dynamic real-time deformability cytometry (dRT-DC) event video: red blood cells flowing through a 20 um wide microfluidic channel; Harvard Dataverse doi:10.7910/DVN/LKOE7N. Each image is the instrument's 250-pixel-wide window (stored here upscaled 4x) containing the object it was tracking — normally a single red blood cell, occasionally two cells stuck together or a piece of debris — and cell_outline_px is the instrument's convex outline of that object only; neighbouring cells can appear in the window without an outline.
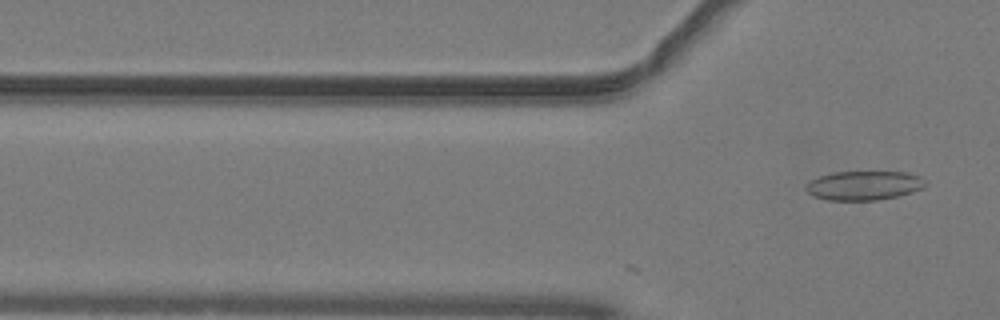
{"species": "common noctule bat (a hibernating species)", "species_latin": "Nyctalus noctula", "temperature_condition": "warm", "stored_images_in_passage": 10, "camera_frame_rate_fps": 3000, "um_per_image_px": 0.085, "animal": {"sex": "male", "body_mass_g": 19.2, "forearm_length_mm": 51.8}, "frame": {"image": 1, "passage_image": 10, "time_ms": 3.0, "image_size_px": [1000, 320], "cell_outline_px": [[928, 184], [912, 192], [900, 196], [876, 200], [828, 200], [812, 196], [804, 188], [812, 180], [820, 176], [832, 172], [904, 172], [920, 176]], "centroid_in_image_um": [73.44, 15.77], "position_along_channel_um": 52.4, "area_um2": 20.23}}